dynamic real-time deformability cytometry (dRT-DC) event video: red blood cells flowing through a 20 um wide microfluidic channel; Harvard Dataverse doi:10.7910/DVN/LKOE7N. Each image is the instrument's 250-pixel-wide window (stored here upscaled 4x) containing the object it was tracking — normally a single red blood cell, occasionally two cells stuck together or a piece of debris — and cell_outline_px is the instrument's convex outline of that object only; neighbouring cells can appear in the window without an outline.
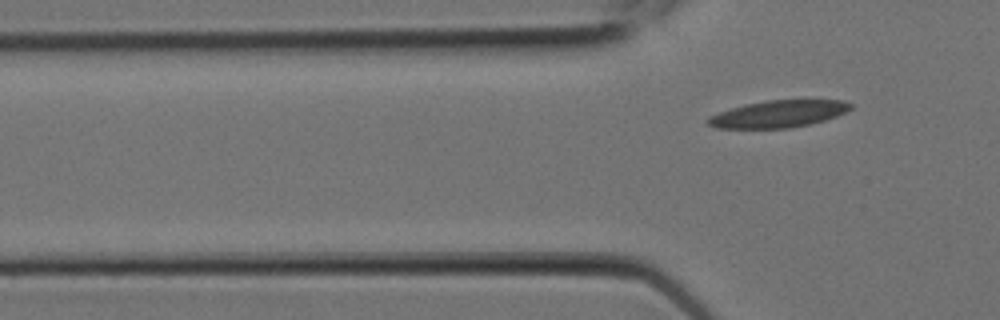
{"species": "Egyptian fruit bat (a non-hibernating species)", "species_latin": "Rousettus aegyptiacus", "temperature_condition": "room temperature", "stored_images_in_passage": 7, "segment_of_instrument_passage": [2, 2], "camera_frame_rate_fps": 3000, "um_per_image_px": 0.085, "animal": {"sex": "female"}, "frame": {"image": 1, "passage_image": 7, "time_ms": 2.0, "image_size_px": [1000, 320], "cell_outline_px": [[852, 108], [836, 116], [812, 124], [792, 128], [716, 128], [708, 124], [704, 120], [708, 116], [744, 104], [764, 100], [844, 100], [852, 104]], "centroid_in_image_um": [66.15, 9.68], "position_along_channel_um": 59.7, "area_um2": 22.6}}